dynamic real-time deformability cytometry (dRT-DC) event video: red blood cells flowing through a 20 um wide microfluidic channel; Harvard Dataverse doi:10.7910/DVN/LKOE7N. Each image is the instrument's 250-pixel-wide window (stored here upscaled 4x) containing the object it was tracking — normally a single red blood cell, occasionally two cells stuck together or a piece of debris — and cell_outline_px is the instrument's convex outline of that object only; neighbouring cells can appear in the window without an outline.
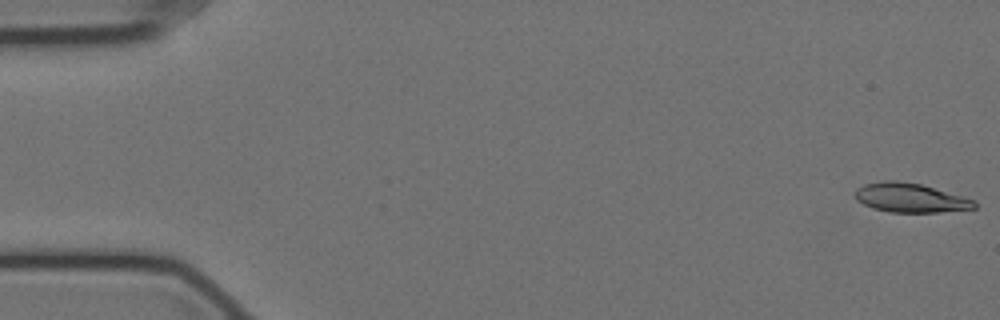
{"species": "Egyptian fruit bat (a non-hibernating species)", "species_latin": "Rousettus aegyptiacus", "temperature_condition": "cold", "stored_images_in_passage": 57, "camera_frame_rate_fps": 3000, "um_per_image_px": 0.085, "animal": {"sex": "female"}, "frame": {"image": 1, "passage_image": 1, "time_ms": 0.0, "image_size_px": [1000, 320], "cell_outline_px": [[976, 208], [940, 212], [888, 212], [872, 208], [856, 200], [856, 188], [864, 184], [884, 180], [896, 180], [920, 184], [976, 200]], "centroid_in_image_um": [77.36, 16.81], "position_along_channel_um": 7.6, "area_um2": 20.23}}
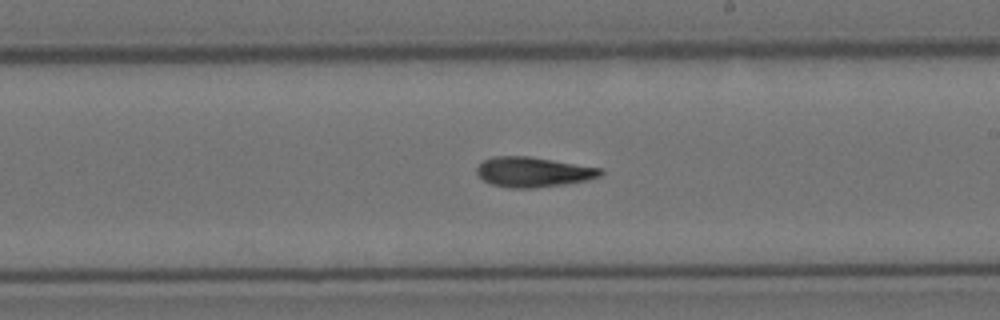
{"frame": {"image": 2, "passage_image": 33, "time_ms": 10.667, "image_size_px": [1000, 320], "cell_outline_px": [[604, 172], [600, 176], [588, 180], [564, 184], [532, 188], [508, 188], [492, 184], [484, 180], [476, 172], [476, 168], [484, 160], [492, 156], [528, 156], [604, 168]], "centroid_in_image_um": [45.35, 14.61], "position_along_channel_um": 243.7, "area_um2": 21.68}}
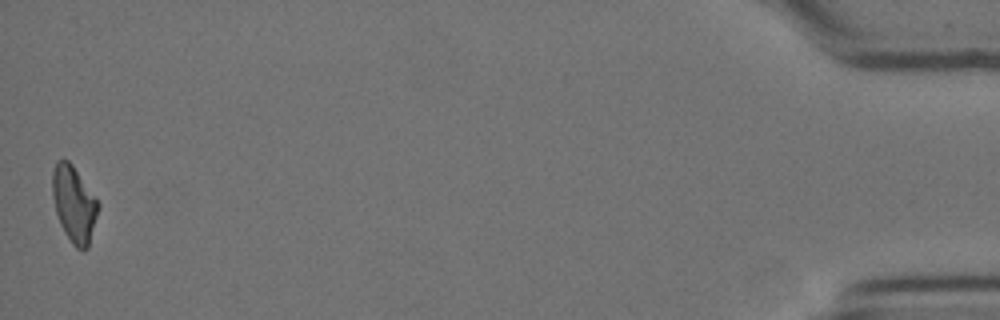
{"frame": {"image": 3, "passage_image": 57, "time_ms": 18.667, "image_size_px": [1000, 320], "cell_outline_px": [[100, 208], [88, 248], [84, 252], [76, 248], [72, 244], [64, 232], [60, 224], [56, 212], [52, 196], [52, 172], [56, 160], [68, 160], [72, 164], [100, 204]], "centroid_in_image_um": [6.3, 17.38], "position_along_channel_um": 428.9, "area_um2": 20.52}, "authors_computed_cell_mechanics": {"area_um2": 21.0392, "velocity_mm_per_s": 3.5147, "shape_relaxation_time_tau1_ms": null, "shape_relaxation_time_tau2_ms": 6.9291, "deformation_change_tau1": null, "deformation_change_tau2": 0.1725}}